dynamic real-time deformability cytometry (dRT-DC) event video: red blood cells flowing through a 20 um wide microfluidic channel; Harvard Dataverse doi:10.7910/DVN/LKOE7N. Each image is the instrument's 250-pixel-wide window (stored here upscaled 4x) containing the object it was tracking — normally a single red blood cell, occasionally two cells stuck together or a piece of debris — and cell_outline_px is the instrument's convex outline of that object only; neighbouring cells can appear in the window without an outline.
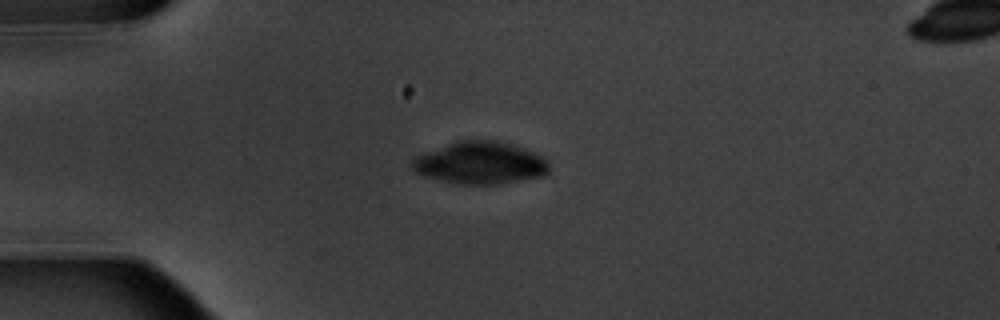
{"species": "common noctule bat (a hibernating species)", "species_latin": "Nyctalus noctula", "temperature_condition": "warm", "stored_images_in_passage": 6, "camera_frame_rate_fps": 3000, "um_per_image_px": 0.085, "animal": {"sex": "male", "body_mass_g": 20.1, "forearm_length_mm": 53.5}, "frame": {"image": 1, "passage_image": 3, "time_ms": 3.333, "image_size_px": [1000, 320], "cell_outline_px": [[548, 172], [544, 176], [500, 184], [464, 184], [440, 180], [416, 172], [412, 168], [412, 160], [416, 156], [424, 152], [460, 140], [496, 140], [516, 144], [544, 156], [548, 160]], "centroid_in_image_um": [40.88, 13.83], "position_along_channel_um": 44.1, "area_um2": 33.81}}